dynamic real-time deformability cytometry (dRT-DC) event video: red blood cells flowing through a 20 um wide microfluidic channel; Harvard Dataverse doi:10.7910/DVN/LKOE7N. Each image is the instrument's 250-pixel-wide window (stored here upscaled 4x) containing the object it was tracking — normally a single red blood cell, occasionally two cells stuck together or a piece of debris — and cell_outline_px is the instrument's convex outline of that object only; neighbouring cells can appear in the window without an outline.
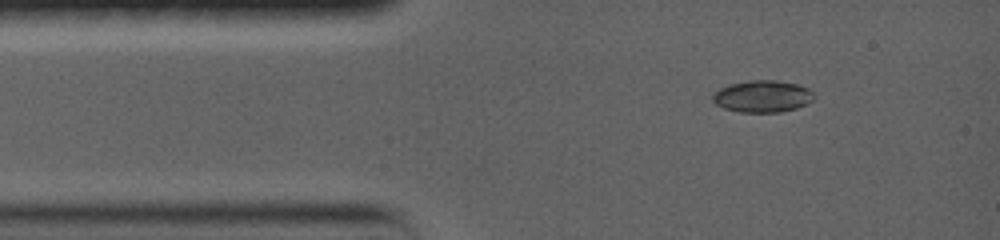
{"species": "common noctule bat (a hibernating species)", "species_latin": "Nyctalus noctula", "temperature_condition": "warm", "stored_images_in_passage": 36, "camera_frame_rate_fps": 5000, "um_per_image_px": 0.085, "animal": {"sex": "female", "body_mass_g": 19.0, "forearm_length_mm": 56.7}, "frame": {"image": 1, "passage_image": 1, "time_ms": 0.0, "image_size_px": [1000, 240], "cell_outline_px": [[812, 100], [796, 108], [780, 112], [740, 112], [724, 108], [716, 104], [712, 100], [712, 96], [720, 88], [728, 84], [748, 80], [776, 80], [796, 84], [808, 88], [812, 92]], "centroid_in_image_um": [64.77, 8.18], "position_along_channel_um": 20.2, "area_um2": 18.67}}
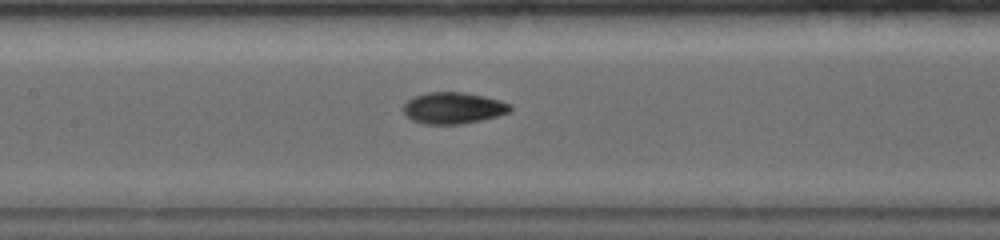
{"frame": {"image": 2, "passage_image": 13, "time_ms": 5.0, "image_size_px": [1000, 240], "cell_outline_px": [[512, 108], [508, 112], [496, 116], [480, 120], [460, 124], [424, 124], [412, 120], [404, 112], [404, 104], [412, 96], [428, 92], [460, 92], [484, 96], [500, 100], [508, 104]], "centroid_in_image_um": [38.49, 9.17], "position_along_channel_um": 168.9, "area_um2": 19.36}}
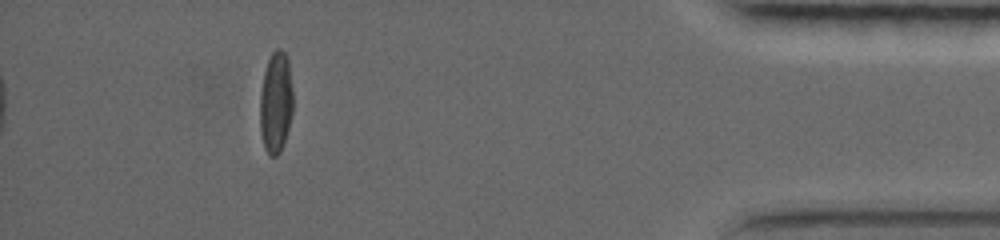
{"frame": {"image": 3, "passage_image": 32, "time_ms": 13.2, "image_size_px": [1000, 240], "cell_outline_px": [[292, 112], [288, 128], [280, 152], [276, 156], [268, 156], [264, 148], [260, 132], [260, 92], [264, 72], [268, 60], [272, 52], [276, 48], [280, 48], [284, 52], [288, 60], [292, 88]], "centroid_in_image_um": [23.43, 8.71], "position_along_channel_um": 411.8, "area_um2": 19.54}, "authors_computed_cell_mechanics": {"area_um2": 19.0451, "velocity_mm_per_s": 3.6627, "shape_relaxation_time_tau1_ms": 5.7162, "shape_relaxation_time_tau2_ms": 2.45, "deformation_change_tau1": 0.2509, "deformation_change_tau2": 0.0581}}